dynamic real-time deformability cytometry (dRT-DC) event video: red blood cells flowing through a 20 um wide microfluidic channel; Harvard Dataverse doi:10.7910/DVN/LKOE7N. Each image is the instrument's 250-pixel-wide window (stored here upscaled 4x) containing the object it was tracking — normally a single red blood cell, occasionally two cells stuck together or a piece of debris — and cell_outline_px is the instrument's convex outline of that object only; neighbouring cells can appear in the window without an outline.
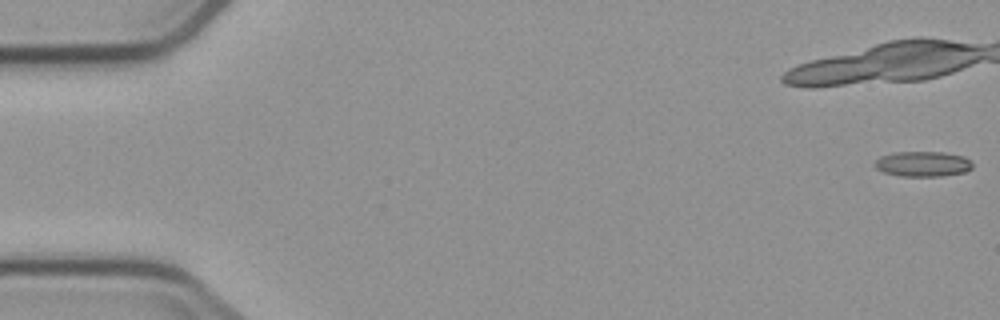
{"species": "common noctule bat (a hibernating species)", "species_latin": "Nyctalus noctula", "temperature_condition": "cold", "stored_images_in_passage": 9, "camera_frame_rate_fps": 3000, "um_per_image_px": 0.085, "animal": {"sex": "male", "body_mass_g": 23.1, "forearm_length_mm": 52.7}, "frame": {"image": 1, "passage_image": 1, "time_ms": 0.0, "image_size_px": [1000, 320], "cell_outline_px": [[972, 168], [964, 172], [944, 176], [900, 176], [884, 172], [876, 168], [872, 164], [880, 156], [892, 152], [944, 152], [964, 156], [972, 160]], "centroid_in_image_um": [78.44, 13.93], "position_along_channel_um": 6.6, "area_um2": 14.57}}
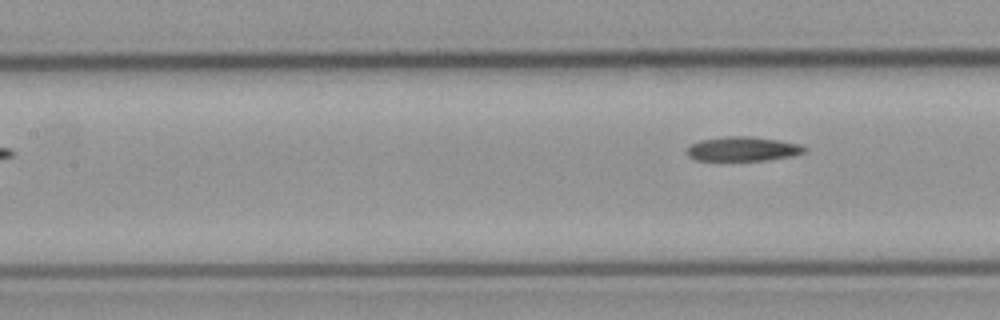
{"frame": {"image": 2, "passage_image": 9, "time_ms": 9.667, "image_size_px": [1000, 320], "cell_outline_px": [[804, 152], [792, 156], [764, 160], [696, 160], [688, 156], [688, 148], [692, 144], [700, 140], [724, 136], [748, 136], [780, 140], [800, 144], [804, 148]], "centroid_in_image_um": [63.13, 12.65], "position_along_channel_um": 144.3, "area_um2": 16.47}}